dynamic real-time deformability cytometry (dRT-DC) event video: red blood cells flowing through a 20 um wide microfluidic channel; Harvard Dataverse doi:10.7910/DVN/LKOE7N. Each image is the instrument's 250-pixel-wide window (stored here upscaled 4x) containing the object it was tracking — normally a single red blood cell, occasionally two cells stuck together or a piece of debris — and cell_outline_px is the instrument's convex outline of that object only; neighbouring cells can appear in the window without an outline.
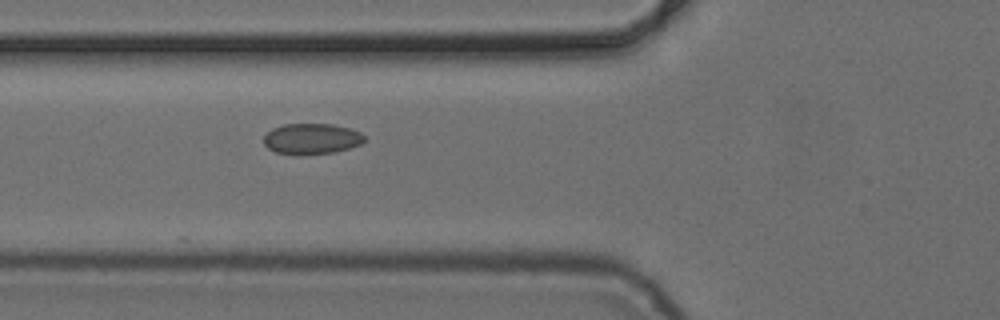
{"species": "common noctule bat (a hibernating species)", "species_latin": "Nyctalus noctula", "temperature_condition": "cold", "stored_images_in_passage": 6, "camera_frame_rate_fps": 3000, "um_per_image_px": 0.085, "animal": {"sex": "female", "body_mass_g": 24.6, "forearm_length_mm": 56.2}, "frame": {"image": 1, "passage_image": 6, "time_ms": 6.667, "image_size_px": [1000, 320], "cell_outline_px": [[364, 140], [360, 144], [336, 152], [296, 156], [276, 152], [268, 148], [264, 144], [264, 136], [272, 128], [284, 124], [332, 124], [348, 128], [360, 132], [364, 136]], "centroid_in_image_um": [26.45, 11.81], "position_along_channel_um": 99.3, "area_um2": 18.15}}